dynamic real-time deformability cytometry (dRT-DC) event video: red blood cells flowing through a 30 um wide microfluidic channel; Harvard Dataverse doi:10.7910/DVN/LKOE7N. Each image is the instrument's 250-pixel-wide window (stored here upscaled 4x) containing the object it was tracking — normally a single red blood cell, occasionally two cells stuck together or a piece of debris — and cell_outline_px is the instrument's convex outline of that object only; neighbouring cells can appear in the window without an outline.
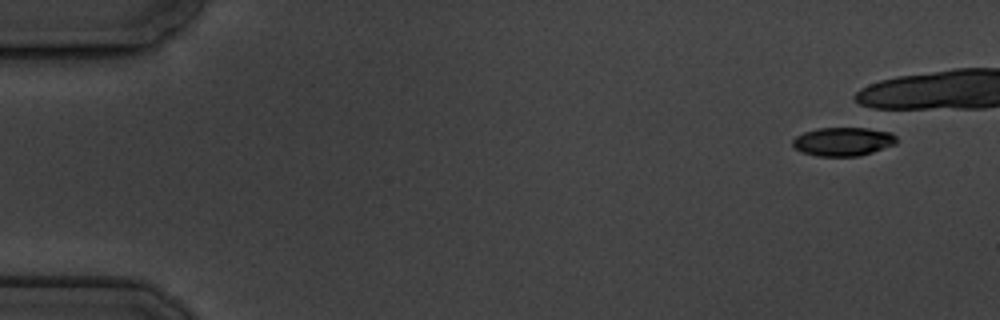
{"species": "common noctule bat (a hibernating species)", "species_latin": "Nyctalus noctula", "temperature_condition": "cold", "stored_images_in_passage": 3, "camera_frame_rate_fps": 3000, "um_per_image_px": 0.085, "animal": {"sex": "male", "body_mass_g": 19.5, "forearm_length_mm": 54.6}, "frame": {"image": 1, "passage_image": 1, "time_ms": 0.0, "image_size_px": [1000, 320], "cell_outline_px": [[896, 144], [860, 156], [816, 156], [800, 152], [792, 144], [792, 140], [796, 136], [804, 132], [816, 128], [868, 128], [892, 132], [896, 136]], "centroid_in_image_um": [71.66, 12.03], "position_along_channel_um": 13.3, "area_um2": 17.46}}